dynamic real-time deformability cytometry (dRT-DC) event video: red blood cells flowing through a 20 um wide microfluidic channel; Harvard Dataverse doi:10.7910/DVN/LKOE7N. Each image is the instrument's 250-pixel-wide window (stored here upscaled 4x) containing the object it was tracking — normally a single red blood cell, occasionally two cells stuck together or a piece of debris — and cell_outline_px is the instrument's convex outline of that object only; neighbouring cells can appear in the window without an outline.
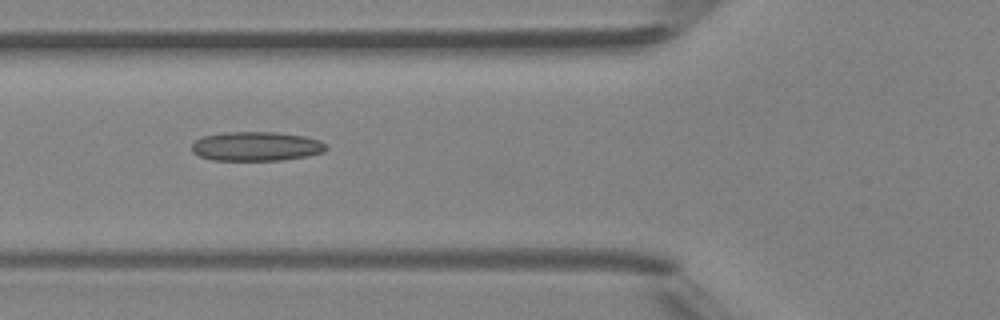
{"species": "Egyptian fruit bat (a non-hibernating species)", "species_latin": "Rousettus aegyptiacus", "temperature_condition": "room temperature", "stored_images_in_passage": 5, "camera_frame_rate_fps": 3000, "um_per_image_px": 0.085, "animal": {"sex": "female"}, "frame": {"image": 1, "passage_image": 5, "time_ms": 5.333, "image_size_px": [1000, 320], "cell_outline_px": [[328, 148], [324, 152], [304, 156], [280, 160], [212, 160], [200, 156], [192, 152], [192, 144], [196, 140], [204, 136], [224, 132], [276, 132], [304, 136], [320, 140]], "centroid_in_image_um": [21.77, 12.43], "position_along_channel_um": 104.0, "area_um2": 22.77}}